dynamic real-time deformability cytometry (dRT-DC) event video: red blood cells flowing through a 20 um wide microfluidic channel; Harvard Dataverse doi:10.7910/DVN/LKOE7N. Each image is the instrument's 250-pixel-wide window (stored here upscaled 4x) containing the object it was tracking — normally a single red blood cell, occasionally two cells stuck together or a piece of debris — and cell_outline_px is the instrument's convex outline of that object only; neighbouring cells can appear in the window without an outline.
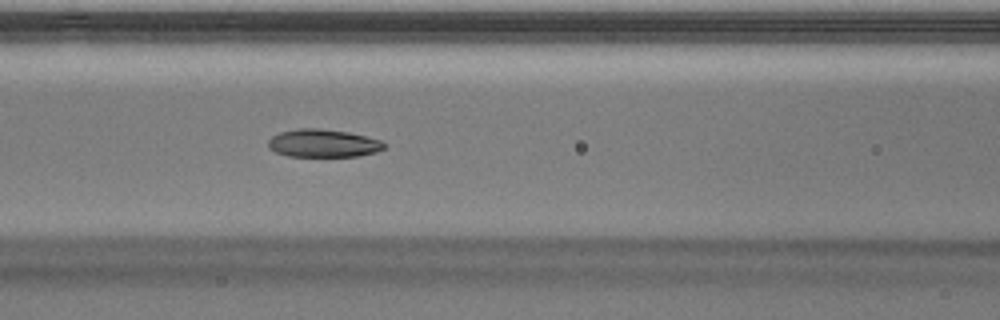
{"species": "Egyptian fruit bat (a non-hibernating species)", "species_latin": "Rousettus aegyptiacus", "temperature_condition": "warm", "stored_images_in_passage": 36, "camera_frame_rate_fps": 3000, "um_per_image_px": 0.085, "animal": {"sex": "male"}, "frame": {"image": 1, "passage_image": 11, "time_ms": 3.333, "image_size_px": [1000, 320], "cell_outline_px": [[384, 148], [376, 152], [356, 156], [288, 156], [276, 152], [268, 148], [268, 140], [272, 136], [280, 132], [300, 128], [320, 128], [348, 132], [380, 140], [384, 144]], "centroid_in_image_um": [27.43, 12.17], "position_along_channel_um": 139.2, "area_um2": 18.73}}
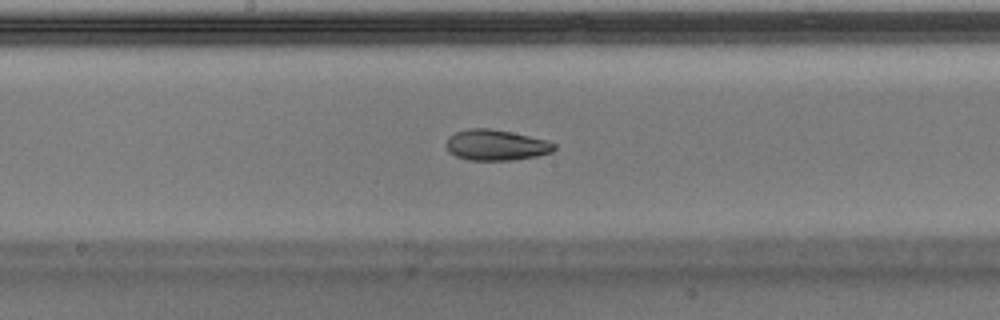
{"frame": {"image": 2, "passage_image": 16, "time_ms": 5.0, "image_size_px": [1000, 320], "cell_outline_px": [[556, 148], [552, 152], [536, 156], [508, 160], [468, 160], [456, 156], [448, 152], [448, 136], [456, 132], [468, 128], [492, 128], [512, 132], [544, 140], [556, 144]], "centroid_in_image_um": [42.15, 12.32], "position_along_channel_um": 206.1, "area_um2": 19.19}}
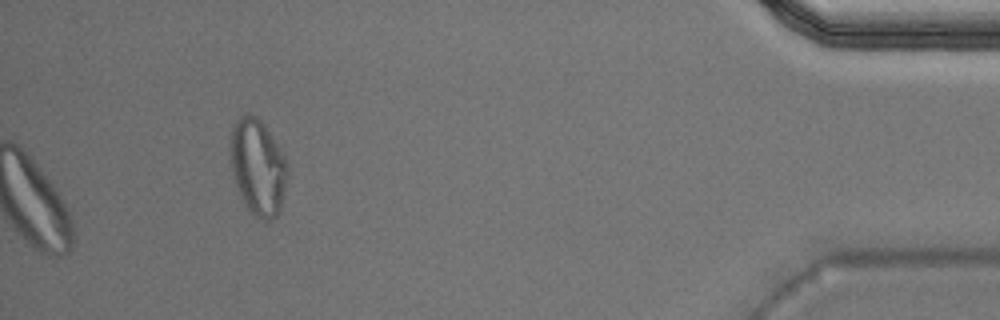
{"frame": {"image": 3, "passage_image": 36, "time_ms": 11.667, "image_size_px": [1000, 320], "cell_outline_px": [[284, 188], [280, 212], [276, 216], [268, 220], [264, 220], [256, 216], [244, 204], [236, 184], [232, 172], [228, 152], [228, 148], [232, 128], [236, 120], [240, 116], [256, 116], [260, 120], [280, 148], [284, 156]], "centroid_in_image_um": [21.85, 14.19], "position_along_channel_um": 413.4, "area_um2": 31.21}, "authors_computed_cell_mechanics": {"area_um2": 19.3341, "velocity_mm_per_s": 4.0169, "shape_relaxation_time_tau1_ms": 5.9605, "shape_relaxation_time_tau2_ms": 1.2364, "deformation_change_tau1": 0.1917, "deformation_change_tau2": 0.0723}}